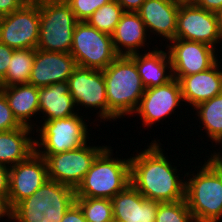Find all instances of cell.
Returning <instances> with one entry per match:
<instances>
[{
    "label": "cell",
    "mask_w": 222,
    "mask_h": 222,
    "mask_svg": "<svg viewBox=\"0 0 222 222\" xmlns=\"http://www.w3.org/2000/svg\"><path fill=\"white\" fill-rule=\"evenodd\" d=\"M69 93L79 111L80 106L99 111L96 121H108V101L106 97V84L102 70L76 66L67 80ZM78 106V107H77ZM85 106V107H84ZM98 117V118H97ZM107 119V120H106Z\"/></svg>",
    "instance_id": "9c48e42d"
},
{
    "label": "cell",
    "mask_w": 222,
    "mask_h": 222,
    "mask_svg": "<svg viewBox=\"0 0 222 222\" xmlns=\"http://www.w3.org/2000/svg\"><path fill=\"white\" fill-rule=\"evenodd\" d=\"M153 49V50H150ZM144 53L129 55L135 62L145 88L164 85L173 79V72L168 51L149 48ZM169 71V72H168Z\"/></svg>",
    "instance_id": "44dd1931"
},
{
    "label": "cell",
    "mask_w": 222,
    "mask_h": 222,
    "mask_svg": "<svg viewBox=\"0 0 222 222\" xmlns=\"http://www.w3.org/2000/svg\"><path fill=\"white\" fill-rule=\"evenodd\" d=\"M61 222H87L80 207L74 202L65 212Z\"/></svg>",
    "instance_id": "d6a6232c"
},
{
    "label": "cell",
    "mask_w": 222,
    "mask_h": 222,
    "mask_svg": "<svg viewBox=\"0 0 222 222\" xmlns=\"http://www.w3.org/2000/svg\"><path fill=\"white\" fill-rule=\"evenodd\" d=\"M182 104L180 82L173 78L164 85L146 88L134 115L139 116L143 126L151 128L156 122H163L164 118L176 113Z\"/></svg>",
    "instance_id": "5bb4252c"
},
{
    "label": "cell",
    "mask_w": 222,
    "mask_h": 222,
    "mask_svg": "<svg viewBox=\"0 0 222 222\" xmlns=\"http://www.w3.org/2000/svg\"><path fill=\"white\" fill-rule=\"evenodd\" d=\"M123 13L122 7L113 0L97 9L86 22L97 30L112 35Z\"/></svg>",
    "instance_id": "83f0119b"
},
{
    "label": "cell",
    "mask_w": 222,
    "mask_h": 222,
    "mask_svg": "<svg viewBox=\"0 0 222 222\" xmlns=\"http://www.w3.org/2000/svg\"><path fill=\"white\" fill-rule=\"evenodd\" d=\"M24 5L22 0H0V17L18 11Z\"/></svg>",
    "instance_id": "836d02e7"
},
{
    "label": "cell",
    "mask_w": 222,
    "mask_h": 222,
    "mask_svg": "<svg viewBox=\"0 0 222 222\" xmlns=\"http://www.w3.org/2000/svg\"><path fill=\"white\" fill-rule=\"evenodd\" d=\"M195 6L218 13L222 9V0H190Z\"/></svg>",
    "instance_id": "e575fe53"
},
{
    "label": "cell",
    "mask_w": 222,
    "mask_h": 222,
    "mask_svg": "<svg viewBox=\"0 0 222 222\" xmlns=\"http://www.w3.org/2000/svg\"><path fill=\"white\" fill-rule=\"evenodd\" d=\"M114 222H155L158 202L146 199L132 184L112 199Z\"/></svg>",
    "instance_id": "ac0fdd59"
},
{
    "label": "cell",
    "mask_w": 222,
    "mask_h": 222,
    "mask_svg": "<svg viewBox=\"0 0 222 222\" xmlns=\"http://www.w3.org/2000/svg\"><path fill=\"white\" fill-rule=\"evenodd\" d=\"M218 60L211 68L196 74L183 76L179 82L185 106L196 107L222 93V68ZM188 103V105H187Z\"/></svg>",
    "instance_id": "d6986e66"
},
{
    "label": "cell",
    "mask_w": 222,
    "mask_h": 222,
    "mask_svg": "<svg viewBox=\"0 0 222 222\" xmlns=\"http://www.w3.org/2000/svg\"><path fill=\"white\" fill-rule=\"evenodd\" d=\"M20 127H22V125L13 115L5 95L0 89V132L10 131Z\"/></svg>",
    "instance_id": "4dcf8cb0"
},
{
    "label": "cell",
    "mask_w": 222,
    "mask_h": 222,
    "mask_svg": "<svg viewBox=\"0 0 222 222\" xmlns=\"http://www.w3.org/2000/svg\"><path fill=\"white\" fill-rule=\"evenodd\" d=\"M0 194L6 198L9 194V167L0 164Z\"/></svg>",
    "instance_id": "d590c367"
},
{
    "label": "cell",
    "mask_w": 222,
    "mask_h": 222,
    "mask_svg": "<svg viewBox=\"0 0 222 222\" xmlns=\"http://www.w3.org/2000/svg\"><path fill=\"white\" fill-rule=\"evenodd\" d=\"M40 31L39 5L25 4L0 17V42L13 49H36Z\"/></svg>",
    "instance_id": "7c38bea8"
},
{
    "label": "cell",
    "mask_w": 222,
    "mask_h": 222,
    "mask_svg": "<svg viewBox=\"0 0 222 222\" xmlns=\"http://www.w3.org/2000/svg\"><path fill=\"white\" fill-rule=\"evenodd\" d=\"M166 46L165 49L168 48L167 51L171 61L173 78L177 80H180L183 76L206 71L219 60L218 50L201 42L173 39Z\"/></svg>",
    "instance_id": "4fadbf2b"
},
{
    "label": "cell",
    "mask_w": 222,
    "mask_h": 222,
    "mask_svg": "<svg viewBox=\"0 0 222 222\" xmlns=\"http://www.w3.org/2000/svg\"><path fill=\"white\" fill-rule=\"evenodd\" d=\"M77 66L70 53L35 49V58L28 84L45 87L66 82Z\"/></svg>",
    "instance_id": "2e32d148"
},
{
    "label": "cell",
    "mask_w": 222,
    "mask_h": 222,
    "mask_svg": "<svg viewBox=\"0 0 222 222\" xmlns=\"http://www.w3.org/2000/svg\"><path fill=\"white\" fill-rule=\"evenodd\" d=\"M87 222H114L111 199L75 197Z\"/></svg>",
    "instance_id": "4316f807"
},
{
    "label": "cell",
    "mask_w": 222,
    "mask_h": 222,
    "mask_svg": "<svg viewBox=\"0 0 222 222\" xmlns=\"http://www.w3.org/2000/svg\"><path fill=\"white\" fill-rule=\"evenodd\" d=\"M204 161L202 166H198L197 174L195 170L185 171V201L195 222H220L222 173L209 160Z\"/></svg>",
    "instance_id": "3957f363"
},
{
    "label": "cell",
    "mask_w": 222,
    "mask_h": 222,
    "mask_svg": "<svg viewBox=\"0 0 222 222\" xmlns=\"http://www.w3.org/2000/svg\"><path fill=\"white\" fill-rule=\"evenodd\" d=\"M218 17H219L220 31L222 35V9L218 12Z\"/></svg>",
    "instance_id": "60d3db41"
},
{
    "label": "cell",
    "mask_w": 222,
    "mask_h": 222,
    "mask_svg": "<svg viewBox=\"0 0 222 222\" xmlns=\"http://www.w3.org/2000/svg\"><path fill=\"white\" fill-rule=\"evenodd\" d=\"M191 109H195L199 124H203L202 129L212 141V146L222 141V93Z\"/></svg>",
    "instance_id": "d4e9b609"
},
{
    "label": "cell",
    "mask_w": 222,
    "mask_h": 222,
    "mask_svg": "<svg viewBox=\"0 0 222 222\" xmlns=\"http://www.w3.org/2000/svg\"><path fill=\"white\" fill-rule=\"evenodd\" d=\"M124 12H137L146 0H115Z\"/></svg>",
    "instance_id": "8d00e7d4"
},
{
    "label": "cell",
    "mask_w": 222,
    "mask_h": 222,
    "mask_svg": "<svg viewBox=\"0 0 222 222\" xmlns=\"http://www.w3.org/2000/svg\"><path fill=\"white\" fill-rule=\"evenodd\" d=\"M78 21H86L97 9L113 0H64Z\"/></svg>",
    "instance_id": "f546056e"
},
{
    "label": "cell",
    "mask_w": 222,
    "mask_h": 222,
    "mask_svg": "<svg viewBox=\"0 0 222 222\" xmlns=\"http://www.w3.org/2000/svg\"><path fill=\"white\" fill-rule=\"evenodd\" d=\"M14 49L0 42V82L5 78Z\"/></svg>",
    "instance_id": "1f68e13d"
},
{
    "label": "cell",
    "mask_w": 222,
    "mask_h": 222,
    "mask_svg": "<svg viewBox=\"0 0 222 222\" xmlns=\"http://www.w3.org/2000/svg\"><path fill=\"white\" fill-rule=\"evenodd\" d=\"M24 4L27 5H39L45 1H49V0H22Z\"/></svg>",
    "instance_id": "ab89813d"
},
{
    "label": "cell",
    "mask_w": 222,
    "mask_h": 222,
    "mask_svg": "<svg viewBox=\"0 0 222 222\" xmlns=\"http://www.w3.org/2000/svg\"><path fill=\"white\" fill-rule=\"evenodd\" d=\"M90 143L55 155H39L46 161L48 179L76 189L96 156L106 147L91 146Z\"/></svg>",
    "instance_id": "30bf717a"
},
{
    "label": "cell",
    "mask_w": 222,
    "mask_h": 222,
    "mask_svg": "<svg viewBox=\"0 0 222 222\" xmlns=\"http://www.w3.org/2000/svg\"><path fill=\"white\" fill-rule=\"evenodd\" d=\"M75 114L71 117L42 121L37 126L35 138V152L38 155H55L82 147L90 139L87 116ZM85 119V120H84ZM88 130V131H87ZM40 133V134H39Z\"/></svg>",
    "instance_id": "8992f818"
},
{
    "label": "cell",
    "mask_w": 222,
    "mask_h": 222,
    "mask_svg": "<svg viewBox=\"0 0 222 222\" xmlns=\"http://www.w3.org/2000/svg\"><path fill=\"white\" fill-rule=\"evenodd\" d=\"M70 54L78 66L97 70L105 69L119 56L112 35L97 30L86 21H79L75 26Z\"/></svg>",
    "instance_id": "ba28073f"
},
{
    "label": "cell",
    "mask_w": 222,
    "mask_h": 222,
    "mask_svg": "<svg viewBox=\"0 0 222 222\" xmlns=\"http://www.w3.org/2000/svg\"><path fill=\"white\" fill-rule=\"evenodd\" d=\"M155 222H195L185 199L176 202H158Z\"/></svg>",
    "instance_id": "f1b7e54d"
},
{
    "label": "cell",
    "mask_w": 222,
    "mask_h": 222,
    "mask_svg": "<svg viewBox=\"0 0 222 222\" xmlns=\"http://www.w3.org/2000/svg\"><path fill=\"white\" fill-rule=\"evenodd\" d=\"M213 145L214 148L217 147L216 145H221L219 146V149L221 147V150L219 151L218 149L217 152L213 150L211 151L213 153H211L210 156L206 157H208L207 159L222 173V141H219Z\"/></svg>",
    "instance_id": "74e56055"
},
{
    "label": "cell",
    "mask_w": 222,
    "mask_h": 222,
    "mask_svg": "<svg viewBox=\"0 0 222 222\" xmlns=\"http://www.w3.org/2000/svg\"><path fill=\"white\" fill-rule=\"evenodd\" d=\"M0 89L3 91L17 121L22 126L36 128L38 124L36 125L35 121L32 122L31 118L39 115V88L27 83L14 86H0Z\"/></svg>",
    "instance_id": "603a6c76"
},
{
    "label": "cell",
    "mask_w": 222,
    "mask_h": 222,
    "mask_svg": "<svg viewBox=\"0 0 222 222\" xmlns=\"http://www.w3.org/2000/svg\"><path fill=\"white\" fill-rule=\"evenodd\" d=\"M149 145V146H148ZM161 145V146H160ZM160 140H152L147 148L130 156L131 184L146 198L159 203L185 199V172L177 169L165 155ZM179 170V171H178ZM177 173V174H176ZM181 175V176H180ZM181 177V178H180Z\"/></svg>",
    "instance_id": "6da1fadb"
},
{
    "label": "cell",
    "mask_w": 222,
    "mask_h": 222,
    "mask_svg": "<svg viewBox=\"0 0 222 222\" xmlns=\"http://www.w3.org/2000/svg\"><path fill=\"white\" fill-rule=\"evenodd\" d=\"M150 36L137 12H124L112 34L114 49L118 55L139 53V49L149 46Z\"/></svg>",
    "instance_id": "ffe728a7"
},
{
    "label": "cell",
    "mask_w": 222,
    "mask_h": 222,
    "mask_svg": "<svg viewBox=\"0 0 222 222\" xmlns=\"http://www.w3.org/2000/svg\"><path fill=\"white\" fill-rule=\"evenodd\" d=\"M75 202V189L48 179L12 209L13 222H61Z\"/></svg>",
    "instance_id": "5b68a950"
},
{
    "label": "cell",
    "mask_w": 222,
    "mask_h": 222,
    "mask_svg": "<svg viewBox=\"0 0 222 222\" xmlns=\"http://www.w3.org/2000/svg\"><path fill=\"white\" fill-rule=\"evenodd\" d=\"M39 116L42 121L71 117L78 114L76 104L69 93L68 83L60 82L39 88ZM41 112V113H40Z\"/></svg>",
    "instance_id": "7402d4cb"
},
{
    "label": "cell",
    "mask_w": 222,
    "mask_h": 222,
    "mask_svg": "<svg viewBox=\"0 0 222 222\" xmlns=\"http://www.w3.org/2000/svg\"><path fill=\"white\" fill-rule=\"evenodd\" d=\"M108 101V121L133 116L145 87L137 66L130 56L119 55L102 70Z\"/></svg>",
    "instance_id": "7a4b0ae2"
},
{
    "label": "cell",
    "mask_w": 222,
    "mask_h": 222,
    "mask_svg": "<svg viewBox=\"0 0 222 222\" xmlns=\"http://www.w3.org/2000/svg\"><path fill=\"white\" fill-rule=\"evenodd\" d=\"M40 31L37 49L70 53L73 33L79 22L64 0L39 4Z\"/></svg>",
    "instance_id": "52a82bcc"
},
{
    "label": "cell",
    "mask_w": 222,
    "mask_h": 222,
    "mask_svg": "<svg viewBox=\"0 0 222 222\" xmlns=\"http://www.w3.org/2000/svg\"><path fill=\"white\" fill-rule=\"evenodd\" d=\"M175 39L201 42L218 50L217 46L222 41L218 13L197 7L191 1H182Z\"/></svg>",
    "instance_id": "8fae6325"
},
{
    "label": "cell",
    "mask_w": 222,
    "mask_h": 222,
    "mask_svg": "<svg viewBox=\"0 0 222 222\" xmlns=\"http://www.w3.org/2000/svg\"><path fill=\"white\" fill-rule=\"evenodd\" d=\"M33 128L22 126L18 129L0 132V164L12 167L27 160L35 152ZM32 133V134H31Z\"/></svg>",
    "instance_id": "cb8c5ba5"
},
{
    "label": "cell",
    "mask_w": 222,
    "mask_h": 222,
    "mask_svg": "<svg viewBox=\"0 0 222 222\" xmlns=\"http://www.w3.org/2000/svg\"><path fill=\"white\" fill-rule=\"evenodd\" d=\"M112 148L106 145L96 156L75 189V197L112 199L131 184L130 158L113 157Z\"/></svg>",
    "instance_id": "277c9868"
},
{
    "label": "cell",
    "mask_w": 222,
    "mask_h": 222,
    "mask_svg": "<svg viewBox=\"0 0 222 222\" xmlns=\"http://www.w3.org/2000/svg\"><path fill=\"white\" fill-rule=\"evenodd\" d=\"M48 180L47 164L34 152L27 160L9 168L8 203L13 209L33 195Z\"/></svg>",
    "instance_id": "9a60e30c"
},
{
    "label": "cell",
    "mask_w": 222,
    "mask_h": 222,
    "mask_svg": "<svg viewBox=\"0 0 222 222\" xmlns=\"http://www.w3.org/2000/svg\"><path fill=\"white\" fill-rule=\"evenodd\" d=\"M35 49H14L5 78L0 86L27 84L31 76Z\"/></svg>",
    "instance_id": "484cf974"
},
{
    "label": "cell",
    "mask_w": 222,
    "mask_h": 222,
    "mask_svg": "<svg viewBox=\"0 0 222 222\" xmlns=\"http://www.w3.org/2000/svg\"><path fill=\"white\" fill-rule=\"evenodd\" d=\"M7 217V221H12V209L8 203V199L0 194V220Z\"/></svg>",
    "instance_id": "f35d334b"
},
{
    "label": "cell",
    "mask_w": 222,
    "mask_h": 222,
    "mask_svg": "<svg viewBox=\"0 0 222 222\" xmlns=\"http://www.w3.org/2000/svg\"><path fill=\"white\" fill-rule=\"evenodd\" d=\"M183 0H146L137 11L148 33L165 38L168 43L175 39L177 17ZM150 30V31H149Z\"/></svg>",
    "instance_id": "e0dca14e"
}]
</instances>
